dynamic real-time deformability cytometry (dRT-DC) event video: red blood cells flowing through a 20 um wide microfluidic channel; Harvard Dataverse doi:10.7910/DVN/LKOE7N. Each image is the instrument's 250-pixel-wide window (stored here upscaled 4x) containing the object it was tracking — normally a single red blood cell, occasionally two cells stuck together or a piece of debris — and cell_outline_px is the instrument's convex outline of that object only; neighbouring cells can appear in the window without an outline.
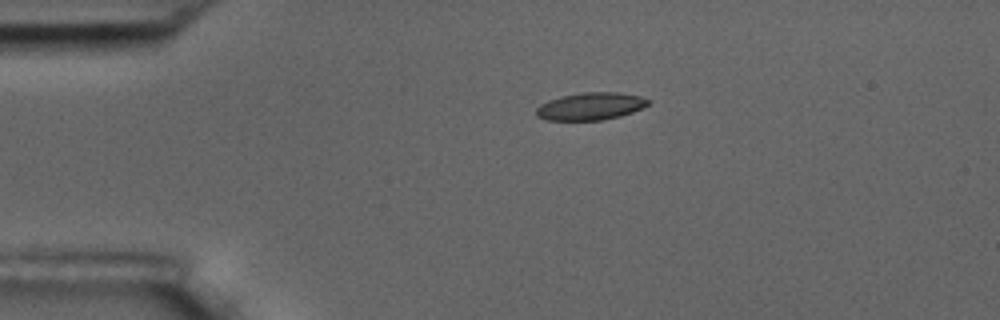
{"species": "common noctule bat (a hibernating species)", "species_latin": "Nyctalus noctula", "temperature_condition": "room temperature", "stored_images_in_passage": 9, "camera_frame_rate_fps": 3000, "um_per_image_px": 0.085, "animal": {"sex": "male", "body_mass_g": 17.5, "forearm_length_mm": 52.3}, "frame": {"image": 1, "passage_image": 1, "time_ms": 0.0, "image_size_px": [1000, 320], "cell_outline_px": [[652, 100], [648, 104], [632, 112], [620, 116], [604, 120], [544, 120], [536, 116], [536, 108], [540, 104], [548, 100], [560, 96], [580, 92], [620, 92], [640, 96]], "centroid_in_image_um": [50.17, 9.03], "position_along_channel_um": 34.8, "area_um2": 18.09}}
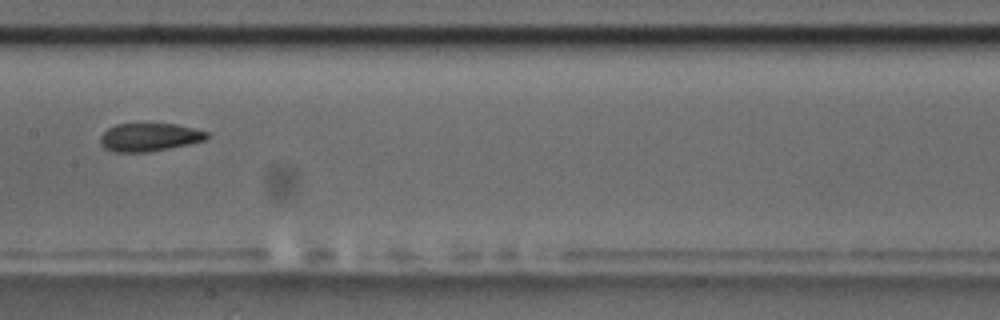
{"frame": {"image": 2, "passage_image": 6, "time_ms": 5.667, "image_size_px": [1000, 320], "cell_outline_px": [[208, 136], [204, 140], [188, 144], [148, 152], [112, 152], [104, 148], [100, 144], [100, 136], [108, 128], [116, 124], [176, 124], [208, 132]], "centroid_in_image_um": [12.64, 11.67], "position_along_channel_um": 194.8, "area_um2": 17.34}}
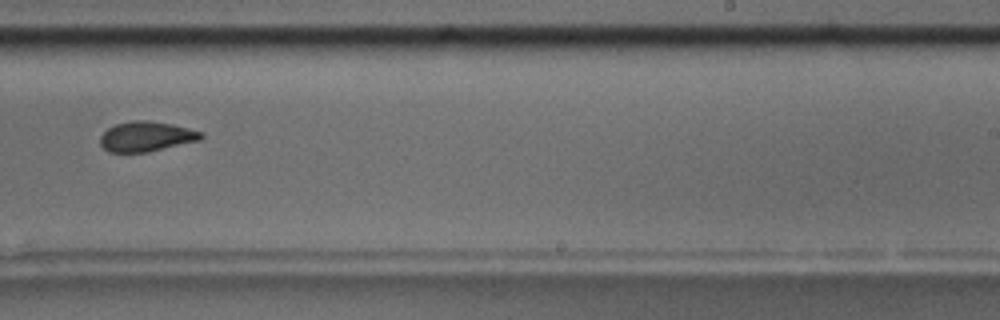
{"frame": {"image": 3, "passage_image": 8, "time_ms": 8.0, "image_size_px": [1000, 320], "cell_outline_px": [[204, 136], [200, 140], [148, 152], [108, 152], [100, 144], [100, 136], [112, 124], [128, 120], [148, 120], [172, 124], [204, 132]], "centroid_in_image_um": [12.42, 11.59], "position_along_channel_um": 276.6, "area_um2": 17.86}}